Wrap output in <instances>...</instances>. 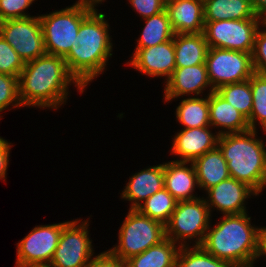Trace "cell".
I'll use <instances>...</instances> for the list:
<instances>
[{
    "label": "cell",
    "instance_id": "cell-1",
    "mask_svg": "<svg viewBox=\"0 0 266 267\" xmlns=\"http://www.w3.org/2000/svg\"><path fill=\"white\" fill-rule=\"evenodd\" d=\"M84 88L69 73L63 57L44 54L24 64L19 76V98L22 106L57 109L66 102L68 85Z\"/></svg>",
    "mask_w": 266,
    "mask_h": 267
},
{
    "label": "cell",
    "instance_id": "cell-2",
    "mask_svg": "<svg viewBox=\"0 0 266 267\" xmlns=\"http://www.w3.org/2000/svg\"><path fill=\"white\" fill-rule=\"evenodd\" d=\"M105 17L95 8L81 22L78 35L64 57L69 73L84 89L103 72L108 58L112 56V40Z\"/></svg>",
    "mask_w": 266,
    "mask_h": 267
},
{
    "label": "cell",
    "instance_id": "cell-3",
    "mask_svg": "<svg viewBox=\"0 0 266 267\" xmlns=\"http://www.w3.org/2000/svg\"><path fill=\"white\" fill-rule=\"evenodd\" d=\"M207 230L202 247L233 267H253L259 228L251 225L247 213L224 215Z\"/></svg>",
    "mask_w": 266,
    "mask_h": 267
},
{
    "label": "cell",
    "instance_id": "cell-4",
    "mask_svg": "<svg viewBox=\"0 0 266 267\" xmlns=\"http://www.w3.org/2000/svg\"><path fill=\"white\" fill-rule=\"evenodd\" d=\"M256 130L219 135L217 146L227 161L230 176L251 187L257 195L266 186V149ZM255 137V138H254Z\"/></svg>",
    "mask_w": 266,
    "mask_h": 267
},
{
    "label": "cell",
    "instance_id": "cell-5",
    "mask_svg": "<svg viewBox=\"0 0 266 267\" xmlns=\"http://www.w3.org/2000/svg\"><path fill=\"white\" fill-rule=\"evenodd\" d=\"M95 5L78 1L71 7L39 15L46 54L65 57L75 41L81 22Z\"/></svg>",
    "mask_w": 266,
    "mask_h": 267
},
{
    "label": "cell",
    "instance_id": "cell-6",
    "mask_svg": "<svg viewBox=\"0 0 266 267\" xmlns=\"http://www.w3.org/2000/svg\"><path fill=\"white\" fill-rule=\"evenodd\" d=\"M166 238L165 225L141 214L137 209H129L119 229V245L108 250L125 262Z\"/></svg>",
    "mask_w": 266,
    "mask_h": 267
},
{
    "label": "cell",
    "instance_id": "cell-7",
    "mask_svg": "<svg viewBox=\"0 0 266 267\" xmlns=\"http://www.w3.org/2000/svg\"><path fill=\"white\" fill-rule=\"evenodd\" d=\"M210 216V209L203 197L177 201L175 210L165 224V236L174 243L181 240L180 247L187 245L184 240L196 237L193 246H201L210 229Z\"/></svg>",
    "mask_w": 266,
    "mask_h": 267
},
{
    "label": "cell",
    "instance_id": "cell-8",
    "mask_svg": "<svg viewBox=\"0 0 266 267\" xmlns=\"http://www.w3.org/2000/svg\"><path fill=\"white\" fill-rule=\"evenodd\" d=\"M251 54L209 47L205 64L211 83L210 93L223 85L249 80L255 73Z\"/></svg>",
    "mask_w": 266,
    "mask_h": 267
},
{
    "label": "cell",
    "instance_id": "cell-9",
    "mask_svg": "<svg viewBox=\"0 0 266 267\" xmlns=\"http://www.w3.org/2000/svg\"><path fill=\"white\" fill-rule=\"evenodd\" d=\"M263 19L205 21L203 34L208 47L252 53Z\"/></svg>",
    "mask_w": 266,
    "mask_h": 267
},
{
    "label": "cell",
    "instance_id": "cell-10",
    "mask_svg": "<svg viewBox=\"0 0 266 267\" xmlns=\"http://www.w3.org/2000/svg\"><path fill=\"white\" fill-rule=\"evenodd\" d=\"M0 35L24 63L46 54L39 16L1 21Z\"/></svg>",
    "mask_w": 266,
    "mask_h": 267
},
{
    "label": "cell",
    "instance_id": "cell-11",
    "mask_svg": "<svg viewBox=\"0 0 266 267\" xmlns=\"http://www.w3.org/2000/svg\"><path fill=\"white\" fill-rule=\"evenodd\" d=\"M88 233V220L80 225L78 219L68 221L51 261L54 267H86L94 254Z\"/></svg>",
    "mask_w": 266,
    "mask_h": 267
},
{
    "label": "cell",
    "instance_id": "cell-12",
    "mask_svg": "<svg viewBox=\"0 0 266 267\" xmlns=\"http://www.w3.org/2000/svg\"><path fill=\"white\" fill-rule=\"evenodd\" d=\"M68 222L37 226L17 243L16 267L51 262L63 227Z\"/></svg>",
    "mask_w": 266,
    "mask_h": 267
},
{
    "label": "cell",
    "instance_id": "cell-13",
    "mask_svg": "<svg viewBox=\"0 0 266 267\" xmlns=\"http://www.w3.org/2000/svg\"><path fill=\"white\" fill-rule=\"evenodd\" d=\"M129 63L136 70L148 76H165L168 80L176 68L173 38L149 48H135Z\"/></svg>",
    "mask_w": 266,
    "mask_h": 267
},
{
    "label": "cell",
    "instance_id": "cell-14",
    "mask_svg": "<svg viewBox=\"0 0 266 267\" xmlns=\"http://www.w3.org/2000/svg\"><path fill=\"white\" fill-rule=\"evenodd\" d=\"M208 199L206 203L210 209L215 207L224 215L242 214L247 212L245 199L251 194L257 196V193L247 184L240 182L232 177L221 181L217 185L207 190ZM210 202V203H209ZM211 207V208H210Z\"/></svg>",
    "mask_w": 266,
    "mask_h": 267
},
{
    "label": "cell",
    "instance_id": "cell-15",
    "mask_svg": "<svg viewBox=\"0 0 266 267\" xmlns=\"http://www.w3.org/2000/svg\"><path fill=\"white\" fill-rule=\"evenodd\" d=\"M211 126L183 129L173 140L172 153L182 159L175 161L193 162L217 146L219 135H213Z\"/></svg>",
    "mask_w": 266,
    "mask_h": 267
},
{
    "label": "cell",
    "instance_id": "cell-16",
    "mask_svg": "<svg viewBox=\"0 0 266 267\" xmlns=\"http://www.w3.org/2000/svg\"><path fill=\"white\" fill-rule=\"evenodd\" d=\"M165 9L175 34L202 33L204 31L203 0H168Z\"/></svg>",
    "mask_w": 266,
    "mask_h": 267
},
{
    "label": "cell",
    "instance_id": "cell-17",
    "mask_svg": "<svg viewBox=\"0 0 266 267\" xmlns=\"http://www.w3.org/2000/svg\"><path fill=\"white\" fill-rule=\"evenodd\" d=\"M206 64H199L184 68H175L166 81L164 89L165 101H171L185 94L200 95L206 87L210 86Z\"/></svg>",
    "mask_w": 266,
    "mask_h": 267
},
{
    "label": "cell",
    "instance_id": "cell-18",
    "mask_svg": "<svg viewBox=\"0 0 266 267\" xmlns=\"http://www.w3.org/2000/svg\"><path fill=\"white\" fill-rule=\"evenodd\" d=\"M164 188V164L152 166L135 173L122 191V198L132 201L131 209H136L157 191Z\"/></svg>",
    "mask_w": 266,
    "mask_h": 267
},
{
    "label": "cell",
    "instance_id": "cell-19",
    "mask_svg": "<svg viewBox=\"0 0 266 267\" xmlns=\"http://www.w3.org/2000/svg\"><path fill=\"white\" fill-rule=\"evenodd\" d=\"M185 161H170L164 164V188L177 200H194V187L198 185L193 163Z\"/></svg>",
    "mask_w": 266,
    "mask_h": 267
},
{
    "label": "cell",
    "instance_id": "cell-20",
    "mask_svg": "<svg viewBox=\"0 0 266 267\" xmlns=\"http://www.w3.org/2000/svg\"><path fill=\"white\" fill-rule=\"evenodd\" d=\"M209 118L210 126L223 127L222 130H228H221L217 133L218 135L250 130L247 118L216 91L209 92Z\"/></svg>",
    "mask_w": 266,
    "mask_h": 267
},
{
    "label": "cell",
    "instance_id": "cell-21",
    "mask_svg": "<svg viewBox=\"0 0 266 267\" xmlns=\"http://www.w3.org/2000/svg\"><path fill=\"white\" fill-rule=\"evenodd\" d=\"M199 188L208 190L230 176L227 161L219 147L209 150L193 162Z\"/></svg>",
    "mask_w": 266,
    "mask_h": 267
},
{
    "label": "cell",
    "instance_id": "cell-22",
    "mask_svg": "<svg viewBox=\"0 0 266 267\" xmlns=\"http://www.w3.org/2000/svg\"><path fill=\"white\" fill-rule=\"evenodd\" d=\"M173 40L176 68L205 64L209 47L203 32L175 34Z\"/></svg>",
    "mask_w": 266,
    "mask_h": 267
},
{
    "label": "cell",
    "instance_id": "cell-23",
    "mask_svg": "<svg viewBox=\"0 0 266 267\" xmlns=\"http://www.w3.org/2000/svg\"><path fill=\"white\" fill-rule=\"evenodd\" d=\"M205 21L261 19L243 0H203Z\"/></svg>",
    "mask_w": 266,
    "mask_h": 267
},
{
    "label": "cell",
    "instance_id": "cell-24",
    "mask_svg": "<svg viewBox=\"0 0 266 267\" xmlns=\"http://www.w3.org/2000/svg\"><path fill=\"white\" fill-rule=\"evenodd\" d=\"M165 238L159 244L125 261L126 267H175L180 247Z\"/></svg>",
    "mask_w": 266,
    "mask_h": 267
},
{
    "label": "cell",
    "instance_id": "cell-25",
    "mask_svg": "<svg viewBox=\"0 0 266 267\" xmlns=\"http://www.w3.org/2000/svg\"><path fill=\"white\" fill-rule=\"evenodd\" d=\"M144 20L146 24L141 37L137 40L136 48H149L165 43L174 37L175 33L166 9Z\"/></svg>",
    "mask_w": 266,
    "mask_h": 267
},
{
    "label": "cell",
    "instance_id": "cell-26",
    "mask_svg": "<svg viewBox=\"0 0 266 267\" xmlns=\"http://www.w3.org/2000/svg\"><path fill=\"white\" fill-rule=\"evenodd\" d=\"M176 118L184 129L210 126L209 94L206 98L183 99L176 109Z\"/></svg>",
    "mask_w": 266,
    "mask_h": 267
},
{
    "label": "cell",
    "instance_id": "cell-27",
    "mask_svg": "<svg viewBox=\"0 0 266 267\" xmlns=\"http://www.w3.org/2000/svg\"><path fill=\"white\" fill-rule=\"evenodd\" d=\"M177 200L165 189H161L141 203L136 209L143 215L164 225L175 210Z\"/></svg>",
    "mask_w": 266,
    "mask_h": 267
},
{
    "label": "cell",
    "instance_id": "cell-28",
    "mask_svg": "<svg viewBox=\"0 0 266 267\" xmlns=\"http://www.w3.org/2000/svg\"><path fill=\"white\" fill-rule=\"evenodd\" d=\"M215 91L247 119L250 117L253 106L250 79L240 83L223 85Z\"/></svg>",
    "mask_w": 266,
    "mask_h": 267
},
{
    "label": "cell",
    "instance_id": "cell-29",
    "mask_svg": "<svg viewBox=\"0 0 266 267\" xmlns=\"http://www.w3.org/2000/svg\"><path fill=\"white\" fill-rule=\"evenodd\" d=\"M253 106L251 115L247 119L251 130H256V121L266 132V75L254 73L250 78Z\"/></svg>",
    "mask_w": 266,
    "mask_h": 267
},
{
    "label": "cell",
    "instance_id": "cell-30",
    "mask_svg": "<svg viewBox=\"0 0 266 267\" xmlns=\"http://www.w3.org/2000/svg\"><path fill=\"white\" fill-rule=\"evenodd\" d=\"M188 246L180 247L175 267H233L208 253L202 246Z\"/></svg>",
    "mask_w": 266,
    "mask_h": 267
},
{
    "label": "cell",
    "instance_id": "cell-31",
    "mask_svg": "<svg viewBox=\"0 0 266 267\" xmlns=\"http://www.w3.org/2000/svg\"><path fill=\"white\" fill-rule=\"evenodd\" d=\"M11 103L14 104L13 108L22 106L19 98V79L13 75L0 73V112Z\"/></svg>",
    "mask_w": 266,
    "mask_h": 267
},
{
    "label": "cell",
    "instance_id": "cell-32",
    "mask_svg": "<svg viewBox=\"0 0 266 267\" xmlns=\"http://www.w3.org/2000/svg\"><path fill=\"white\" fill-rule=\"evenodd\" d=\"M24 64L12 46L0 35V73L13 75L19 79Z\"/></svg>",
    "mask_w": 266,
    "mask_h": 267
},
{
    "label": "cell",
    "instance_id": "cell-33",
    "mask_svg": "<svg viewBox=\"0 0 266 267\" xmlns=\"http://www.w3.org/2000/svg\"><path fill=\"white\" fill-rule=\"evenodd\" d=\"M261 26L266 27V22L261 24ZM261 30V28L257 30L251 55L255 72L266 75V29Z\"/></svg>",
    "mask_w": 266,
    "mask_h": 267
},
{
    "label": "cell",
    "instance_id": "cell-34",
    "mask_svg": "<svg viewBox=\"0 0 266 267\" xmlns=\"http://www.w3.org/2000/svg\"><path fill=\"white\" fill-rule=\"evenodd\" d=\"M35 0H0V22L8 19L27 18L24 10Z\"/></svg>",
    "mask_w": 266,
    "mask_h": 267
},
{
    "label": "cell",
    "instance_id": "cell-35",
    "mask_svg": "<svg viewBox=\"0 0 266 267\" xmlns=\"http://www.w3.org/2000/svg\"><path fill=\"white\" fill-rule=\"evenodd\" d=\"M133 10L142 16V18L151 17L160 13L166 8V0H129Z\"/></svg>",
    "mask_w": 266,
    "mask_h": 267
},
{
    "label": "cell",
    "instance_id": "cell-36",
    "mask_svg": "<svg viewBox=\"0 0 266 267\" xmlns=\"http://www.w3.org/2000/svg\"><path fill=\"white\" fill-rule=\"evenodd\" d=\"M86 267H126V264L109 251H105L93 257Z\"/></svg>",
    "mask_w": 266,
    "mask_h": 267
},
{
    "label": "cell",
    "instance_id": "cell-37",
    "mask_svg": "<svg viewBox=\"0 0 266 267\" xmlns=\"http://www.w3.org/2000/svg\"><path fill=\"white\" fill-rule=\"evenodd\" d=\"M11 143L0 137V179L6 178V172L9 162V151L11 150Z\"/></svg>",
    "mask_w": 266,
    "mask_h": 267
},
{
    "label": "cell",
    "instance_id": "cell-38",
    "mask_svg": "<svg viewBox=\"0 0 266 267\" xmlns=\"http://www.w3.org/2000/svg\"><path fill=\"white\" fill-rule=\"evenodd\" d=\"M259 256H266V228L265 227H263V228L260 227L259 230H258L257 248H256L254 261Z\"/></svg>",
    "mask_w": 266,
    "mask_h": 267
},
{
    "label": "cell",
    "instance_id": "cell-39",
    "mask_svg": "<svg viewBox=\"0 0 266 267\" xmlns=\"http://www.w3.org/2000/svg\"><path fill=\"white\" fill-rule=\"evenodd\" d=\"M253 9L258 17L266 20V0H253Z\"/></svg>",
    "mask_w": 266,
    "mask_h": 267
},
{
    "label": "cell",
    "instance_id": "cell-40",
    "mask_svg": "<svg viewBox=\"0 0 266 267\" xmlns=\"http://www.w3.org/2000/svg\"><path fill=\"white\" fill-rule=\"evenodd\" d=\"M20 267H54V265L51 262H45V263H33V264L20 266Z\"/></svg>",
    "mask_w": 266,
    "mask_h": 267
},
{
    "label": "cell",
    "instance_id": "cell-41",
    "mask_svg": "<svg viewBox=\"0 0 266 267\" xmlns=\"http://www.w3.org/2000/svg\"><path fill=\"white\" fill-rule=\"evenodd\" d=\"M78 1L87 2V3L93 4V5H97V3H98V0H78Z\"/></svg>",
    "mask_w": 266,
    "mask_h": 267
},
{
    "label": "cell",
    "instance_id": "cell-42",
    "mask_svg": "<svg viewBox=\"0 0 266 267\" xmlns=\"http://www.w3.org/2000/svg\"><path fill=\"white\" fill-rule=\"evenodd\" d=\"M245 2H248L253 7V0H243Z\"/></svg>",
    "mask_w": 266,
    "mask_h": 267
}]
</instances>
